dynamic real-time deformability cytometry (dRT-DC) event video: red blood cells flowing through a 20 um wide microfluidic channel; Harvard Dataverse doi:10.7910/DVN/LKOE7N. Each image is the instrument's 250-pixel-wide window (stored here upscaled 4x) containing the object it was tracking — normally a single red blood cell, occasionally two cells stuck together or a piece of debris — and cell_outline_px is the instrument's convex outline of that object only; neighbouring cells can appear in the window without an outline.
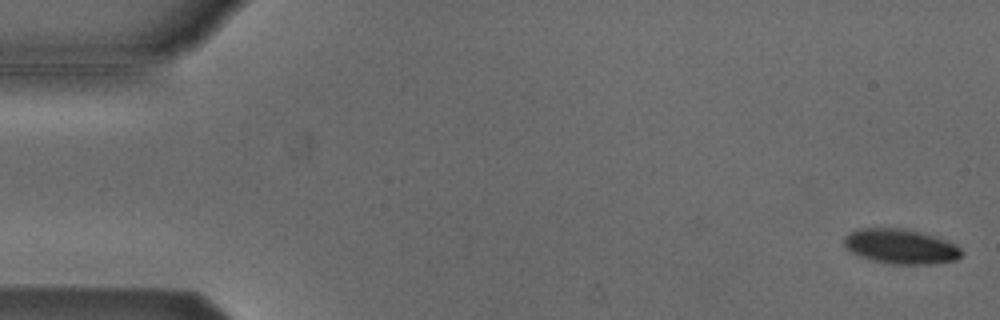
{"species": "Egyptian fruit bat (a non-hibernating species)", "species_latin": "Rousettus aegyptiacus", "temperature_condition": "cold", "stored_images_in_passage": 9, "camera_frame_rate_fps": 3000, "um_per_image_px": 0.085, "animal": {"sex": "male"}, "frame": {"image": 1, "passage_image": 1, "time_ms": 0.0, "image_size_px": [1000, 320], "cell_outline_px": [[964, 252], [956, 260], [928, 264], [892, 264], [872, 260], [860, 256], [844, 248], [844, 236], [860, 228], [900, 228], [920, 232], [956, 244]], "centroid_in_image_um": [76.54, 20.95], "position_along_channel_um": 8.5, "area_um2": 23.64}}